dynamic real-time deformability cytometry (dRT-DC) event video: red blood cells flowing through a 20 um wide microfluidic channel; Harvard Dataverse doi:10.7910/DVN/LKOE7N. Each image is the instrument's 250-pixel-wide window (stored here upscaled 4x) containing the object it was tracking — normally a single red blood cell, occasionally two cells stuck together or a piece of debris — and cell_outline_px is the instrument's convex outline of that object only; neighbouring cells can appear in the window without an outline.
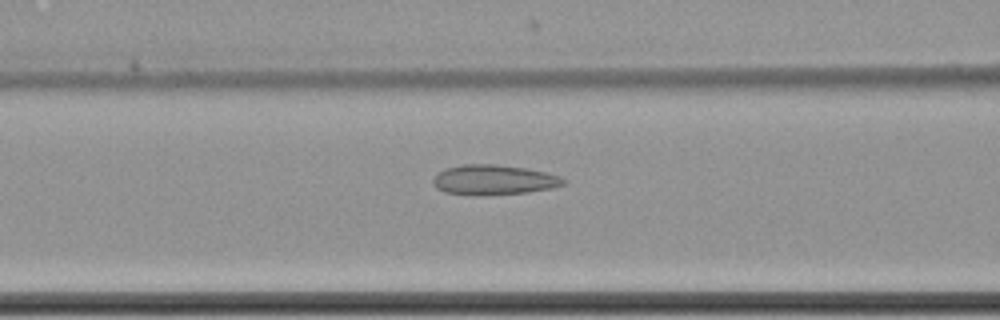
{"species": "common noctule bat (a hibernating species)", "species_latin": "Nyctalus noctula", "temperature_condition": "cold", "stored_images_in_passage": 60, "camera_frame_rate_fps": 3000, "um_per_image_px": 0.085, "animal": {"sex": "female", "body_mass_g": 22.7, "forearm_length_mm": 54.2}, "frame": {"image": 1, "passage_image": 26, "time_ms": 8.333, "image_size_px": [1000, 320], "cell_outline_px": [[568, 184], [552, 188], [528, 192], [484, 196], [472, 196], [444, 192], [436, 188], [432, 180], [440, 172], [448, 168], [464, 164], [496, 164], [524, 168], [544, 172], [560, 176], [568, 180]], "centroid_in_image_um": [42.01, 15.31], "position_along_channel_um": 124.6, "area_um2": 23.0}}
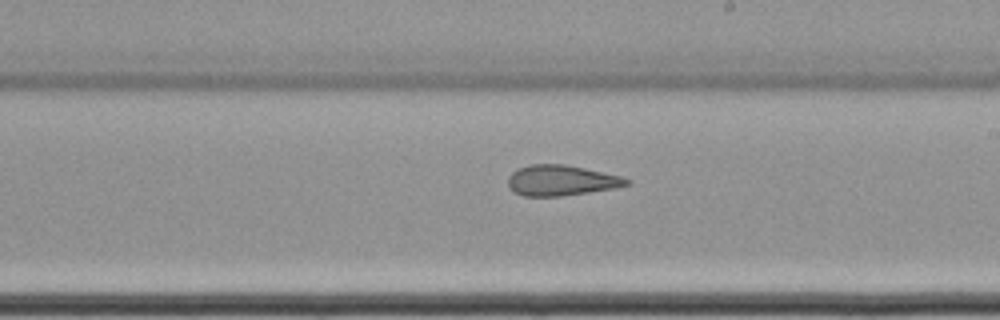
{"frame": {"image": 2, "passage_image": 36, "time_ms": 11.667, "image_size_px": [1000, 320], "cell_outline_px": [[632, 184], [616, 188], [560, 196], [524, 196], [512, 192], [508, 188], [508, 176], [516, 168], [532, 164], [564, 164], [584, 168], [620, 176], [632, 180]], "centroid_in_image_um": [47.68, 15.34], "position_along_channel_um": 241.3, "area_um2": 21.27}}
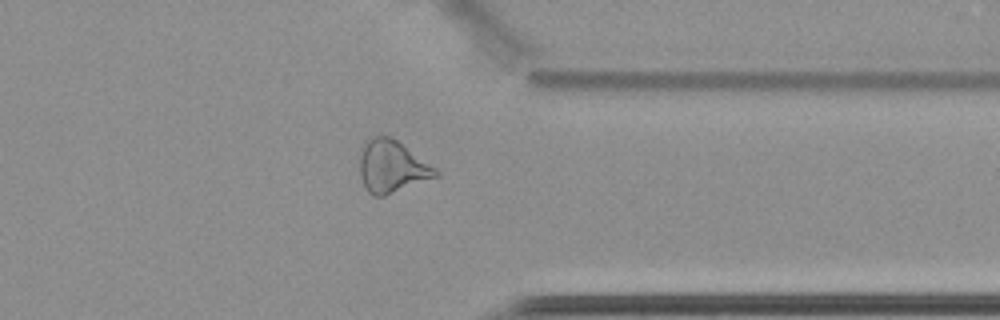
{"frame": {"image": 3, "passage_image": 48, "time_ms": 15.667, "image_size_px": [1000, 320], "cell_outline_px": [[440, 176], [384, 196], [372, 196], [364, 188], [360, 176], [360, 156], [364, 140], [372, 136], [388, 136], [396, 140], [436, 168], [440, 172]], "centroid_in_image_um": [33.29, 14.17], "position_along_channel_um": 378.1, "area_um2": 23.24}, "authors_computed_cell_mechanics": {"area_um2": 25.2875, "velocity_mm_per_s": 3.503, "shape_relaxation_time_tau1_ms": null, "shape_relaxation_time_tau2_ms": 2.3319, "deformation_change_tau1": null, "deformation_change_tau2": 0.1143}}